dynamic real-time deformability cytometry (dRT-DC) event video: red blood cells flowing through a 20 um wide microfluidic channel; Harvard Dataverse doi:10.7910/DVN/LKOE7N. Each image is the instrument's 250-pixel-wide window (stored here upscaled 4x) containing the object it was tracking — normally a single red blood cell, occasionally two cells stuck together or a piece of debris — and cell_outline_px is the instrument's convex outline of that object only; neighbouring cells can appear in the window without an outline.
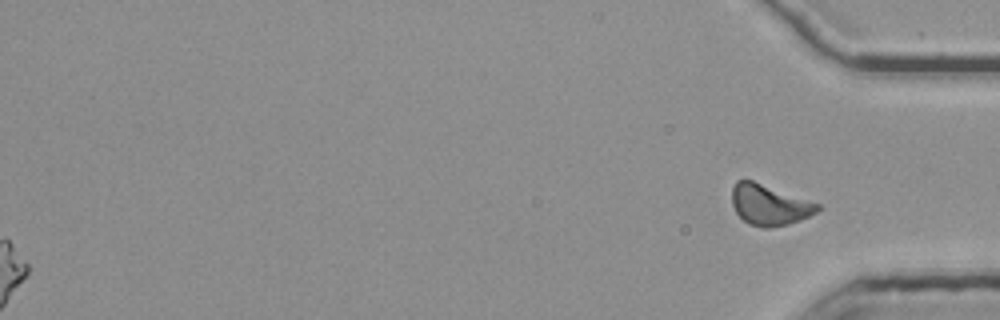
{"species": "common noctule bat (a hibernating species)", "species_latin": "Nyctalus noctula", "temperature_condition": "room temperature", "stored_images_in_passage": 53, "segment_of_instrument_passage": [2, 2], "camera_frame_rate_fps": 3000, "um_per_image_px": 0.085, "animal": {"sex": "female", "body_mass_g": 25.1}, "frame": {"image": 1, "passage_image": 53, "time_ms": 17.333, "image_size_px": [1000, 320], "cell_outline_px": [[820, 208], [816, 212], [800, 220], [788, 224], [768, 228], [760, 228], [748, 224], [736, 212], [732, 204], [732, 188], [736, 180], [752, 180], [820, 204]], "centroid_in_image_um": [65.37, 17.42], "position_along_channel_um": 369.8, "area_um2": 20.17}}